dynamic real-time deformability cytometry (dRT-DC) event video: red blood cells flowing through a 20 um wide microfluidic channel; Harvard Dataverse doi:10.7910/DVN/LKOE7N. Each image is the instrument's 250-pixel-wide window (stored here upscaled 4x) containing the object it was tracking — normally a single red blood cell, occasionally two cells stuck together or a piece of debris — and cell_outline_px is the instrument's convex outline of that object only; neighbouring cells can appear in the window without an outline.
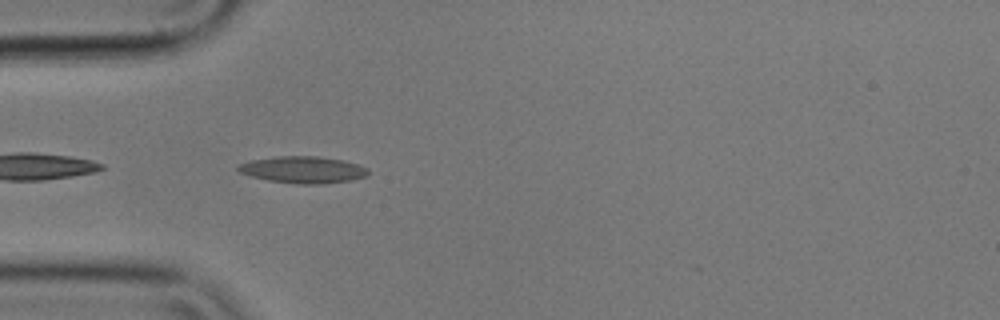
{"species": "common noctule bat (a hibernating species)", "species_latin": "Nyctalus noctula", "temperature_condition": "cold", "stored_images_in_passage": 41, "camera_frame_rate_fps": 3000, "um_per_image_px": 0.085, "animal": {"sex": "male", "body_mass_g": 17.9}, "frame": {"image": 1, "passage_image": 2, "time_ms": 0.333, "image_size_px": [1000, 320], "cell_outline_px": [[368, 172], [364, 176], [348, 180], [324, 184], [296, 184], [268, 180], [252, 176], [240, 172], [236, 168], [236, 164], [252, 160], [272, 156], [316, 156], [344, 160], [360, 164], [368, 168]], "centroid_in_image_um": [25.73, 14.41], "position_along_channel_um": 59.3, "area_um2": 20.35}}
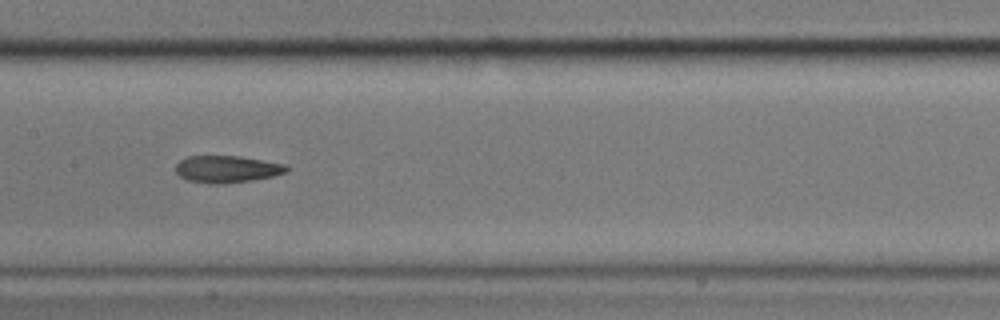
{"frame": {"image": 2, "passage_image": 13, "time_ms": 4.0, "image_size_px": [1000, 320], "cell_outline_px": [[288, 172], [272, 176], [252, 180], [220, 184], [212, 184], [188, 180], [180, 176], [176, 172], [176, 164], [180, 160], [188, 156], [240, 156], [288, 164]], "centroid_in_image_um": [19.32, 14.37], "position_along_channel_um": 188.1, "area_um2": 17.51}}
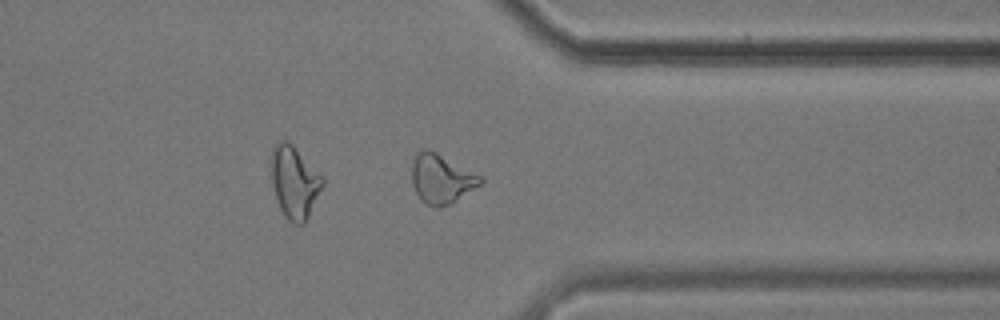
{"frame": {"image": 3, "passage_image": 29, "time_ms": 9.333, "image_size_px": [1000, 320], "cell_outline_px": [[484, 180], [480, 184], [456, 200], [440, 208], [436, 208], [424, 204], [420, 200], [412, 184], [412, 164], [416, 152], [436, 152], [484, 176]], "centroid_in_image_um": [37.53, 15.23], "position_along_channel_um": 373.9, "area_um2": 19.54}, "authors_computed_cell_mechanics": {"area_um2": 18.0336, "velocity_mm_per_s": 3.564, "shape_relaxation_time_tau1_ms": null, "shape_relaxation_time_tau2_ms": 3.3912, "deformation_change_tau1": null, "deformation_change_tau2": 0.103}}